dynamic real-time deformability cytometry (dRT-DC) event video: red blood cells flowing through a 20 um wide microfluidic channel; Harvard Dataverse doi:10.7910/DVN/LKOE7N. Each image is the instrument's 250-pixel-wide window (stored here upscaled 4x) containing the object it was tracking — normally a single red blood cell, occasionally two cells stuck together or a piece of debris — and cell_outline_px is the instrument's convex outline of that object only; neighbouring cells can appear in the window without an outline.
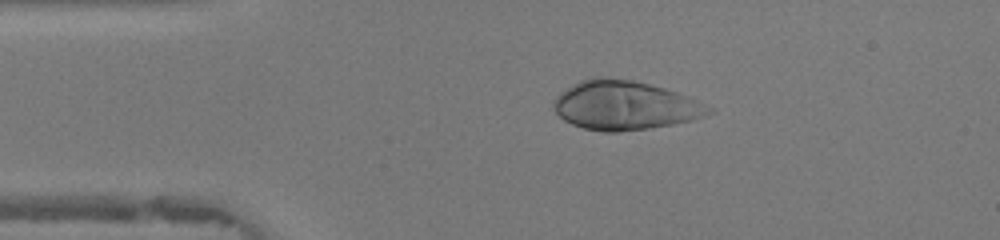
{"species": "human", "species_latin": "Homo sapiens", "temperature_condition": "warm", "stored_images_in_passage": 46, "camera_frame_rate_fps": 3000, "um_per_image_px": 0.085, "donor": {"sex": "female"}, "frame": {"image": 1, "passage_image": 9, "time_ms": 2.667, "image_size_px": [1000, 240], "cell_outline_px": [[716, 112], [692, 120], [672, 124], [648, 128], [616, 132], [604, 132], [584, 128], [572, 124], [564, 120], [552, 108], [552, 100], [560, 92], [572, 84], [580, 80], [592, 76], [604, 76], [632, 80], [664, 88], [688, 96], [712, 108]], "centroid_in_image_um": [53.06, 8.94], "position_along_channel_um": 31.9, "area_um2": 44.45}}
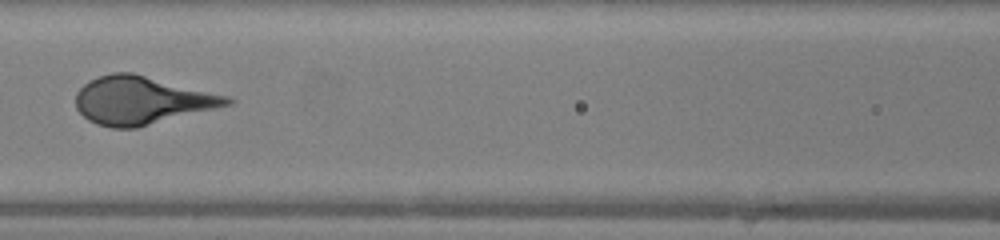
{"frame": {"image": 2, "passage_image": 20, "time_ms": 6.333, "image_size_px": [1000, 240], "cell_outline_px": [[236, 100], [232, 104], [136, 128], [112, 128], [96, 124], [88, 120], [76, 108], [76, 92], [88, 80], [112, 72], [132, 72], [228, 96]], "centroid_in_image_um": [12.02, 8.53], "position_along_channel_um": 154.6, "area_um2": 42.14}}
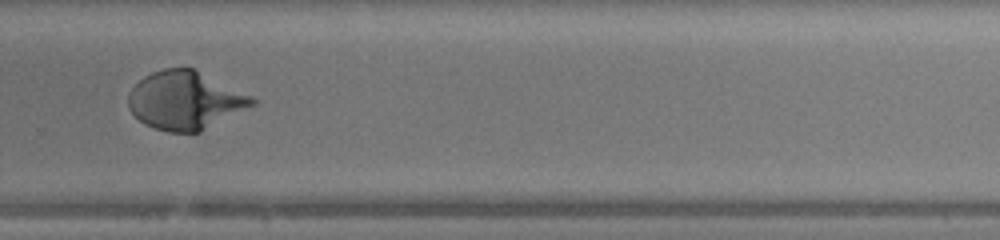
{"frame": {"image": 3, "passage_image": 31, "time_ms": 10.0, "image_size_px": [1000, 240], "cell_outline_px": [[256, 104], [200, 132], [168, 132], [144, 124], [128, 108], [128, 92], [144, 76], [152, 72], [164, 68], [192, 68], [252, 96], [256, 100]], "centroid_in_image_um": [15.72, 8.54], "position_along_channel_um": 314.1, "area_um2": 41.67}}